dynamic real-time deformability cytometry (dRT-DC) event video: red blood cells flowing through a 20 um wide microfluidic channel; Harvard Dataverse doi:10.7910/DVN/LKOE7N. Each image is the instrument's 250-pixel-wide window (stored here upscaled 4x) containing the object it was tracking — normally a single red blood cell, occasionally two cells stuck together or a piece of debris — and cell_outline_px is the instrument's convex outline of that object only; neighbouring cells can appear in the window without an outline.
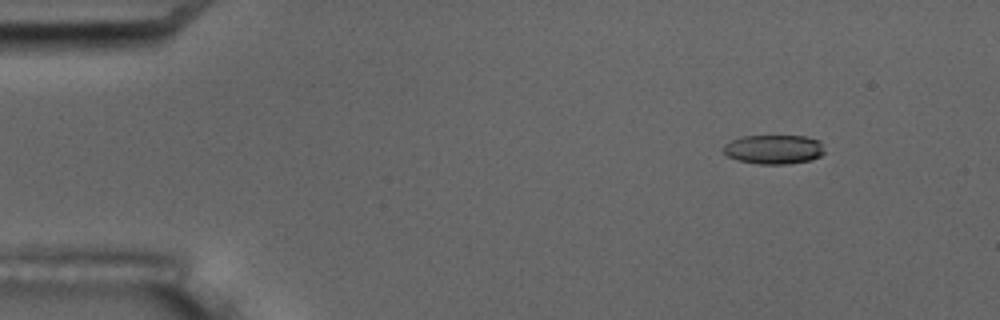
{"species": "common noctule bat (a hibernating species)", "species_latin": "Nyctalus noctula", "temperature_condition": "room temperature", "stored_images_in_passage": 4, "camera_frame_rate_fps": 3000, "um_per_image_px": 0.085, "animal": {"sex": "male", "body_mass_g": 17.5, "forearm_length_mm": 52.3}, "frame": {"image": 1, "passage_image": 1, "time_ms": 0.0, "image_size_px": [1000, 320], "cell_outline_px": [[824, 152], [820, 156], [812, 160], [784, 164], [760, 164], [740, 160], [728, 156], [720, 148], [724, 144], [732, 140], [744, 136], [804, 136], [820, 140]], "centroid_in_image_um": [65.77, 12.69], "position_along_channel_um": 19.2, "area_um2": 17.17}}
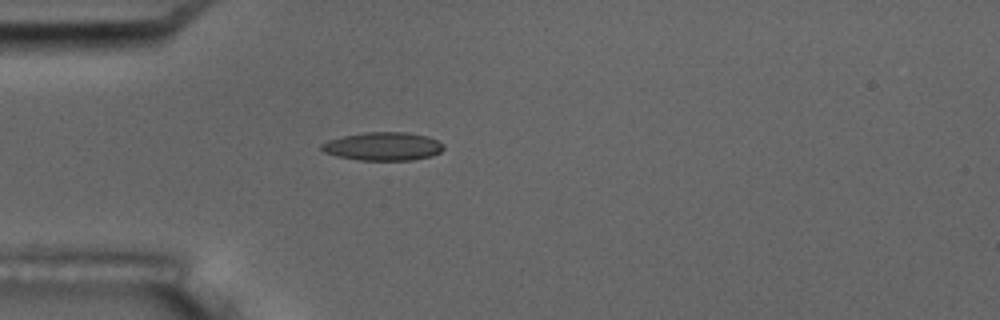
{"frame": {"image": 2, "passage_image": 4, "time_ms": 3.333, "image_size_px": [1000, 320], "cell_outline_px": [[444, 148], [440, 152], [432, 156], [412, 160], [360, 160], [336, 156], [324, 152], [320, 148], [320, 144], [328, 140], [344, 136], [364, 132], [408, 132], [428, 136], [444, 144]], "centroid_in_image_um": [32.56, 12.44], "position_along_channel_um": 52.4, "area_um2": 20.23}}